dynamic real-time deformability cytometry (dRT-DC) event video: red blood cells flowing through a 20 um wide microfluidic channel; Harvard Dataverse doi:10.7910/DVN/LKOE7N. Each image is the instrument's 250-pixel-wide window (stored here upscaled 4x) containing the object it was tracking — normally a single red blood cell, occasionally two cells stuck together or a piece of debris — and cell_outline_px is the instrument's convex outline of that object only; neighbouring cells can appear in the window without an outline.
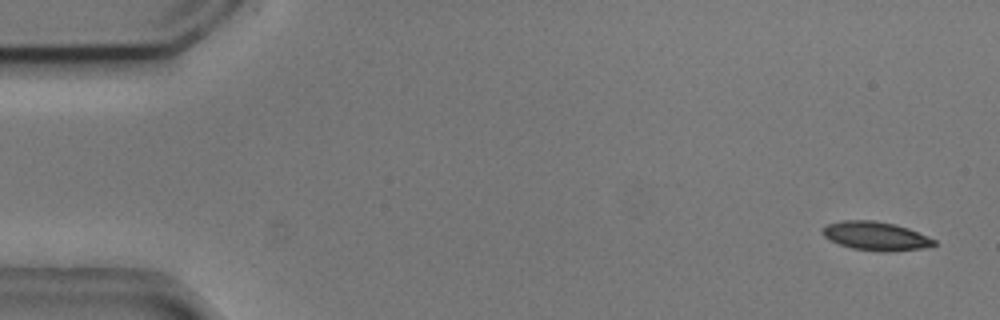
{"species": "common noctule bat (a hibernating species)", "species_latin": "Nyctalus noctula", "temperature_condition": "cold", "stored_images_in_passage": 55, "camera_frame_rate_fps": 3000, "um_per_image_px": 0.085, "animal": {"sex": "male", "body_mass_g": 20.5, "forearm_length_mm": 52.5}, "frame": {"image": 1, "passage_image": 3, "time_ms": 0.667, "image_size_px": [1000, 320], "cell_outline_px": [[936, 244], [924, 248], [888, 252], [880, 252], [852, 248], [828, 240], [820, 232], [820, 228], [828, 224], [844, 220], [872, 220], [896, 224], [908, 228], [936, 240]], "centroid_in_image_um": [74.4, 20.06], "position_along_channel_um": 10.6, "area_um2": 18.79}}
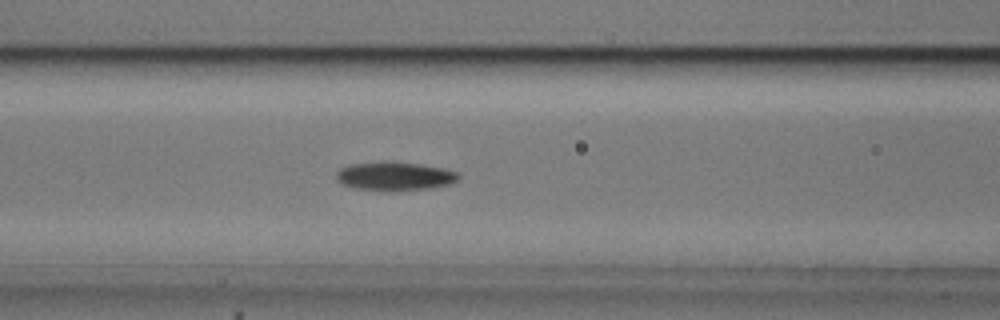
{"frame": {"image": 2, "passage_image": 23, "time_ms": 7.333, "image_size_px": [1000, 320], "cell_outline_px": [[460, 176], [456, 180], [448, 184], [428, 188], [356, 188], [344, 184], [336, 180], [336, 172], [340, 168], [348, 164], [384, 160], [392, 160], [420, 164], [440, 168], [456, 172]], "centroid_in_image_um": [33.48, 14.9], "position_along_channel_um": 133.1, "area_um2": 19.65}}
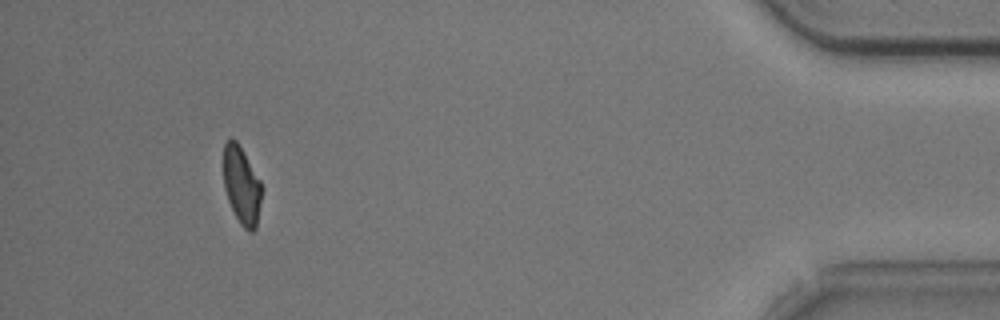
{"frame": {"image": 3, "passage_image": 51, "time_ms": 16.667, "image_size_px": [1000, 320], "cell_outline_px": [[264, 188], [256, 228], [252, 232], [248, 232], [240, 224], [228, 200], [224, 188], [224, 144], [232, 136], [236, 140], [244, 152], [260, 180]], "centroid_in_image_um": [20.57, 15.77], "position_along_channel_um": 414.6, "area_um2": 17.51}, "authors_computed_cell_mechanics": {"area_um2": 19.1318, "velocity_mm_per_s": 3.7164, "shape_relaxation_time_tau1_ms": 3.8026, "shape_relaxation_time_tau2_ms": null, "deformation_change_tau1": 0.1137, "deformation_change_tau2": null}}